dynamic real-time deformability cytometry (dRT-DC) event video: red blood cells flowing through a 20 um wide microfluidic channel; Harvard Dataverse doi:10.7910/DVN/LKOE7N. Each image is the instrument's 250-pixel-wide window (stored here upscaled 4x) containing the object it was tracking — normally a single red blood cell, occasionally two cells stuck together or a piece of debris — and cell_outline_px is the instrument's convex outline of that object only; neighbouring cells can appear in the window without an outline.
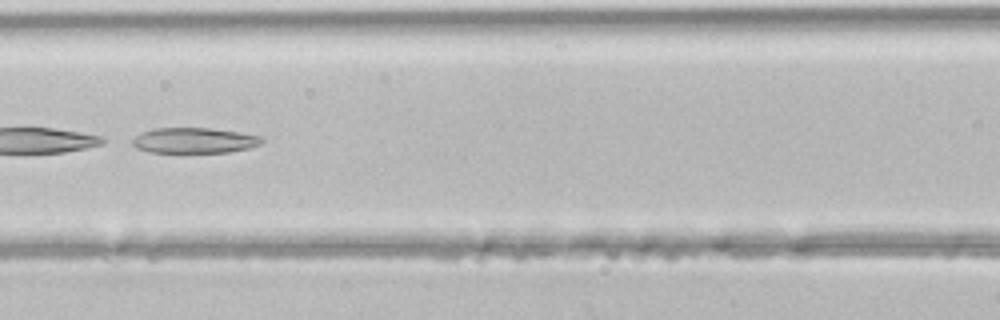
{"species": "common noctule bat (a hibernating species)", "species_latin": "Nyctalus noctula", "temperature_condition": "room temperature", "stored_images_in_passage": 47, "segment_of_instrument_passage": [2, 2], "camera_frame_rate_fps": 3000, "um_per_image_px": 0.085, "animal": {"sex": "male", "body_mass_g": 21.5, "forearm_length_mm": 52.0}, "frame": {"image": 1, "passage_image": 21, "time_ms": 6.667, "image_size_px": [1000, 320], "cell_outline_px": [[264, 140], [260, 144], [252, 148], [228, 152], [148, 152], [136, 148], [132, 144], [132, 140], [140, 132], [156, 128], [208, 128], [264, 136]], "centroid_in_image_um": [16.53, 11.94], "position_along_channel_um": 150.1, "area_um2": 19.25}}
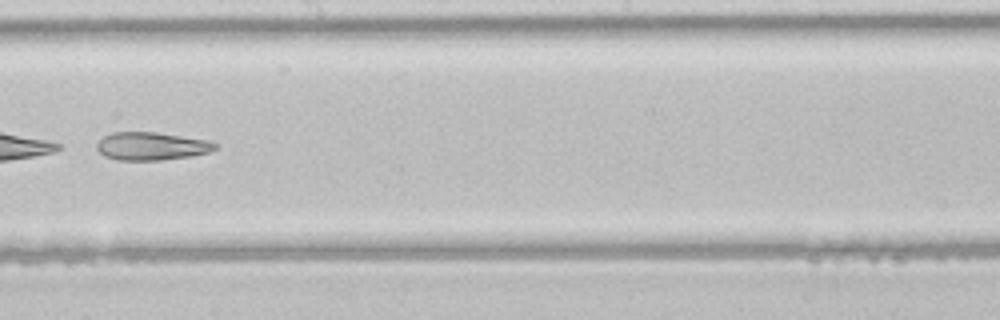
{"frame": {"image": 2, "passage_image": 27, "time_ms": 8.667, "image_size_px": [1000, 320], "cell_outline_px": [[220, 144], [216, 148], [208, 152], [188, 156], [160, 160], [116, 160], [104, 156], [96, 148], [96, 144], [104, 136], [112, 132], [156, 132], [212, 140]], "centroid_in_image_um": [12.9, 12.41], "position_along_channel_um": 235.3, "area_um2": 19.42}}
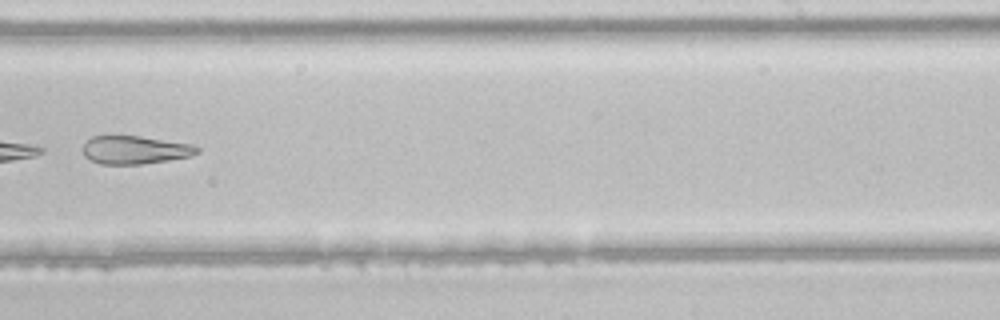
{"frame": {"image": 3, "passage_image": 30, "time_ms": 9.667, "image_size_px": [1000, 320], "cell_outline_px": [[200, 152], [188, 156], [168, 160], [140, 164], [100, 164], [84, 156], [80, 148], [92, 136], [140, 136], [192, 144], [200, 148]], "centroid_in_image_um": [11.44, 12.74], "position_along_channel_um": 277.6, "area_um2": 18.73}}